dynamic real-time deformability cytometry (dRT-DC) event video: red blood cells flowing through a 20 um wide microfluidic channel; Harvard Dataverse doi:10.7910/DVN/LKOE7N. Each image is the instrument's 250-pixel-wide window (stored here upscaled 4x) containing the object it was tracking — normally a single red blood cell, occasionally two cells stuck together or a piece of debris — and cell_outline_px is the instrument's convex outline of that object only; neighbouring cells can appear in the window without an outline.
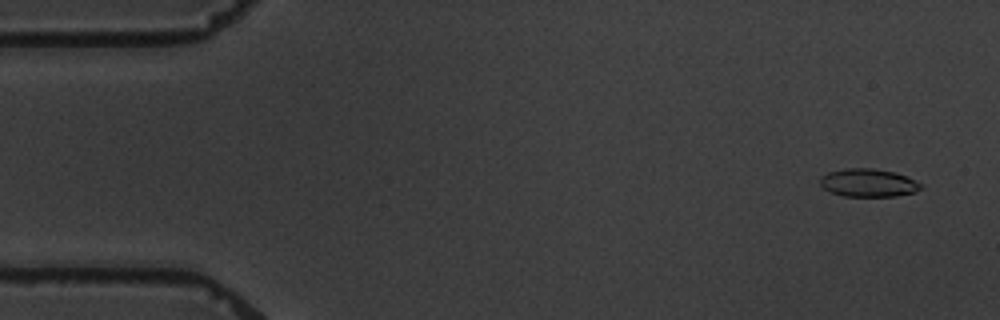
{"species": "common noctule bat (a hibernating species)", "species_latin": "Nyctalus noctula", "temperature_condition": "warm", "stored_images_in_passage": 9, "camera_frame_rate_fps": 3000, "um_per_image_px": 0.085, "animal": {"sex": "male", "body_mass_g": 19.5, "forearm_length_mm": 54.6}, "frame": {"image": 1, "passage_image": 1, "time_ms": 0.0, "image_size_px": [1000, 320], "cell_outline_px": [[924, 188], [916, 192], [896, 196], [844, 196], [832, 192], [824, 188], [820, 184], [820, 176], [828, 172], [844, 168], [872, 168], [896, 172], [908, 176], [924, 184]], "centroid_in_image_um": [73.87, 15.53], "position_along_channel_um": 11.1, "area_um2": 16.76}}
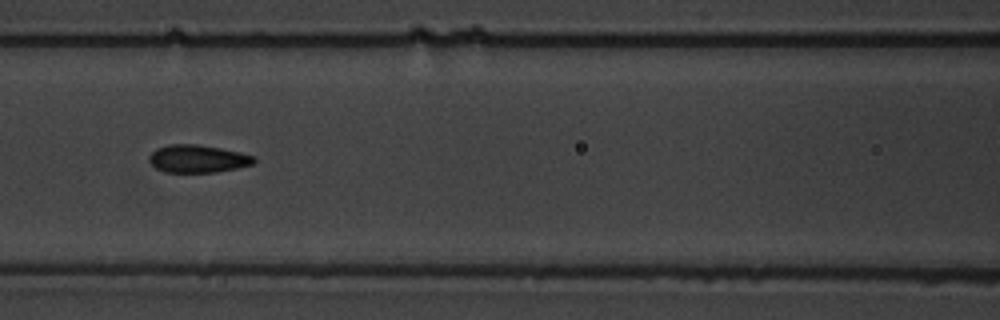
{"frame": {"image": 2, "passage_image": 6, "time_ms": 7.333, "image_size_px": [1000, 320], "cell_outline_px": [[256, 160], [252, 164], [236, 168], [216, 172], [164, 172], [156, 168], [148, 160], [148, 156], [156, 148], [168, 144], [196, 144], [220, 148], [240, 152], [256, 156]], "centroid_in_image_um": [16.79, 13.49], "position_along_channel_um": 149.8, "area_um2": 16.99}}
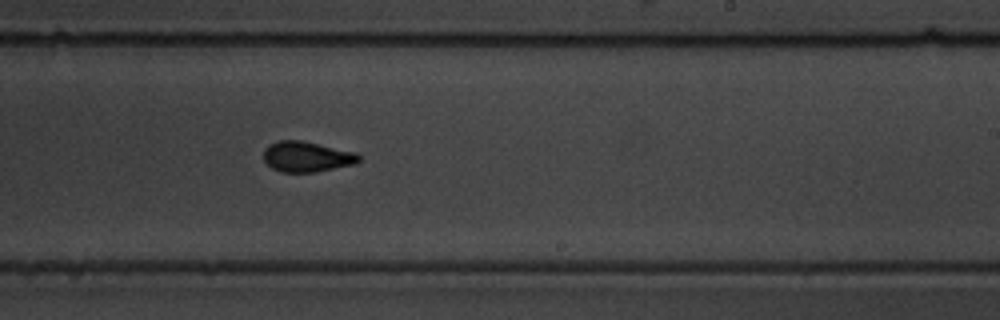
{"frame": {"image": 3, "passage_image": 9, "time_ms": 10.667, "image_size_px": [1000, 320], "cell_outline_px": [[360, 160], [356, 164], [316, 172], [280, 172], [272, 168], [264, 160], [264, 148], [268, 144], [276, 140], [300, 140], [356, 152], [360, 156]], "centroid_in_image_um": [26.07, 13.31], "position_along_channel_um": 262.9, "area_um2": 17.05}}